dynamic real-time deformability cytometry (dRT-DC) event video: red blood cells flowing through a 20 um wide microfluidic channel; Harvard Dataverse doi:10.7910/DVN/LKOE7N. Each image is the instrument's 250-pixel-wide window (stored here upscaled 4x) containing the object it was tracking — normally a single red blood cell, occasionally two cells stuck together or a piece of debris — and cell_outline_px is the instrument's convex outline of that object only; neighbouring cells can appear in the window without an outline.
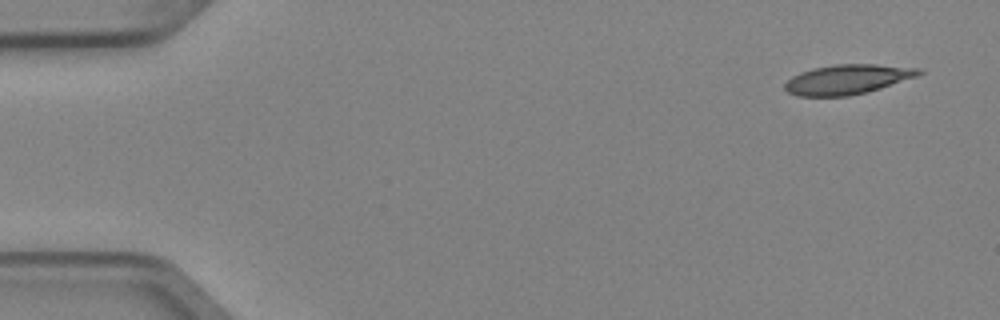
{"species": "Egyptian fruit bat (a non-hibernating species)", "species_latin": "Rousettus aegyptiacus", "temperature_condition": "cold", "stored_images_in_passage": 5, "camera_frame_rate_fps": 3000, "um_per_image_px": 0.085, "animal": {"sex": "female"}, "frame": {"image": 1, "passage_image": 1, "time_ms": 0.0, "image_size_px": [1000, 320], "cell_outline_px": [[924, 72], [916, 76], [880, 88], [848, 96], [796, 96], [788, 92], [784, 88], [784, 84], [792, 76], [800, 72], [812, 68], [836, 64], [876, 64], [920, 68]], "centroid_in_image_um": [72.0, 6.74], "position_along_channel_um": 13.0, "area_um2": 23.06}}